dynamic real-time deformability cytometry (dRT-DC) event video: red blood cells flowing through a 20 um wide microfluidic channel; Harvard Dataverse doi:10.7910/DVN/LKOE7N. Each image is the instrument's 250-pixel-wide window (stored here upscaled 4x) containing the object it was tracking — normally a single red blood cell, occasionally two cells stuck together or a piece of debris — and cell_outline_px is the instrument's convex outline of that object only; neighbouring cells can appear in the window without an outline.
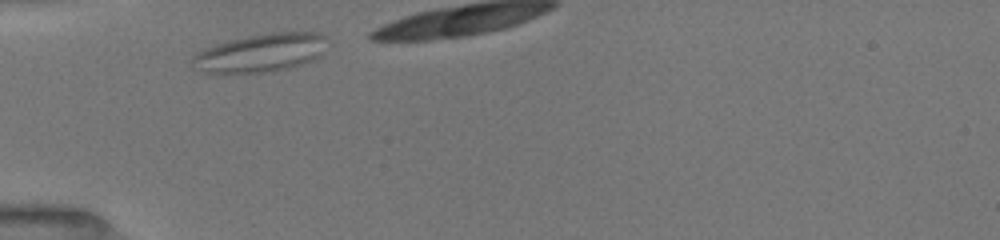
{"species": "common noctule bat (a hibernating species)", "species_latin": "Nyctalus noctula", "temperature_condition": "room temperature", "stored_images_in_passage": 6, "camera_frame_rate_fps": 3000, "um_per_image_px": 0.085, "animal": {"sex": "female", "body_mass_g": 19.5, "forearm_length_mm": 54.1}, "frame": {"image": 1, "passage_image": 1, "time_ms": 0.0, "image_size_px": [1000, 240], "cell_outline_px": [[324, 36], [316, 56], [312, 60], [304, 64], [288, 68], [264, 72], [204, 72], [192, 60], [192, 56], [204, 48], [216, 44], [248, 36], [272, 32], [320, 32]], "centroid_in_image_um": [22.12, 4.48], "position_along_channel_um": 62.9, "area_um2": 28.9}}